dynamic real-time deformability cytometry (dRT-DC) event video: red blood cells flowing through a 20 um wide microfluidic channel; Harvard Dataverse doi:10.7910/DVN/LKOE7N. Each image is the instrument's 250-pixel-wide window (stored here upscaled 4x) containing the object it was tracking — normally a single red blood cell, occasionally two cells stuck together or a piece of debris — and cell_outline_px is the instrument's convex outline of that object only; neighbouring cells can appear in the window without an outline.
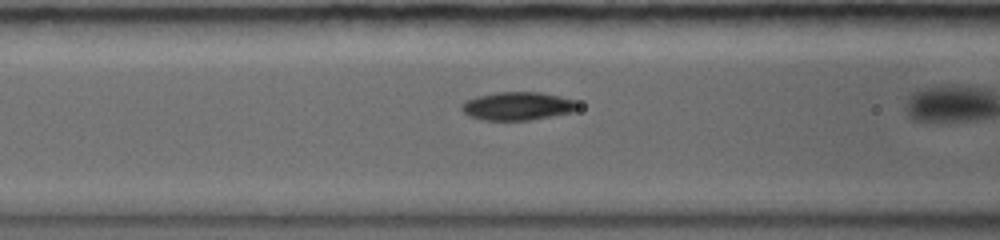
{"species": "common noctule bat (a hibernating species)", "species_latin": "Nyctalus noctula", "temperature_condition": "warm", "stored_images_in_passage": 23, "camera_frame_rate_fps": 5000, "um_per_image_px": 0.085, "animal": {"sex": "female", "body_mass_g": 19.0, "forearm_length_mm": 56.7}, "frame": {"image": 1, "passage_image": 7, "time_ms": 1.4, "image_size_px": [1000, 240], "cell_outline_px": [[580, 104], [572, 112], [528, 120], [480, 120], [468, 116], [460, 108], [460, 104], [464, 100], [476, 96], [496, 92], [540, 92], [560, 96], [576, 100]], "centroid_in_image_um": [43.94, 9.01], "position_along_channel_um": 122.7, "area_um2": 19.31}}
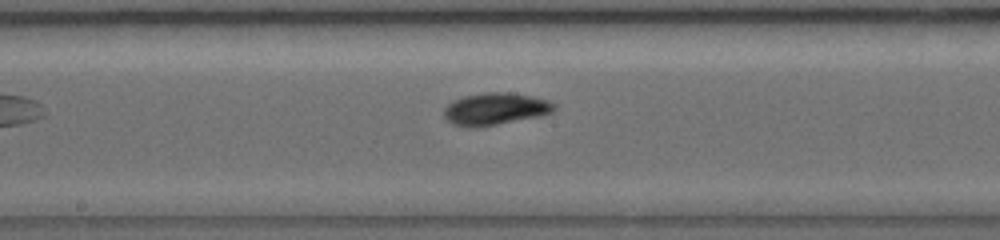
{"frame": {"image": 2, "passage_image": 17, "time_ms": 3.6, "image_size_px": [1000, 240], "cell_outline_px": [[556, 108], [552, 112], [540, 116], [476, 128], [468, 128], [452, 124], [444, 116], [444, 108], [452, 100], [464, 96], [488, 92], [508, 92], [532, 96], [548, 100], [556, 104]], "centroid_in_image_um": [42.09, 9.26], "position_along_channel_um": 206.1, "area_um2": 20.75}}